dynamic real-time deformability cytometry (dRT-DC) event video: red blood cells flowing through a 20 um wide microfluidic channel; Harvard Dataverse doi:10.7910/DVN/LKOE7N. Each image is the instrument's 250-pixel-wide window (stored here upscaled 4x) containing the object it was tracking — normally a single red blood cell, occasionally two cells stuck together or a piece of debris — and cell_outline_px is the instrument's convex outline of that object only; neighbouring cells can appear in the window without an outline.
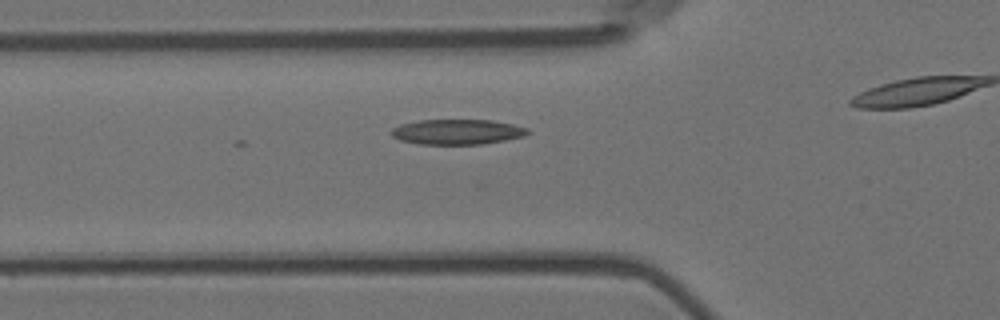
{"species": "Egyptian fruit bat (a non-hibernating species)", "species_latin": "Rousettus aegyptiacus", "temperature_condition": "room temperature", "stored_images_in_passage": 4, "segment_of_instrument_passage": [1, 2], "camera_frame_rate_fps": 3000, "um_per_image_px": 0.085, "animal": {"sex": "female"}, "frame": {"image": 1, "passage_image": 3, "time_ms": 0.667, "image_size_px": [1000, 320], "cell_outline_px": [[528, 132], [524, 136], [504, 140], [480, 144], [420, 144], [400, 140], [392, 136], [392, 128], [400, 124], [420, 120], [492, 120], [512, 124], [528, 128]], "centroid_in_image_um": [38.85, 11.2], "position_along_channel_um": 87.0, "area_um2": 19.83}}